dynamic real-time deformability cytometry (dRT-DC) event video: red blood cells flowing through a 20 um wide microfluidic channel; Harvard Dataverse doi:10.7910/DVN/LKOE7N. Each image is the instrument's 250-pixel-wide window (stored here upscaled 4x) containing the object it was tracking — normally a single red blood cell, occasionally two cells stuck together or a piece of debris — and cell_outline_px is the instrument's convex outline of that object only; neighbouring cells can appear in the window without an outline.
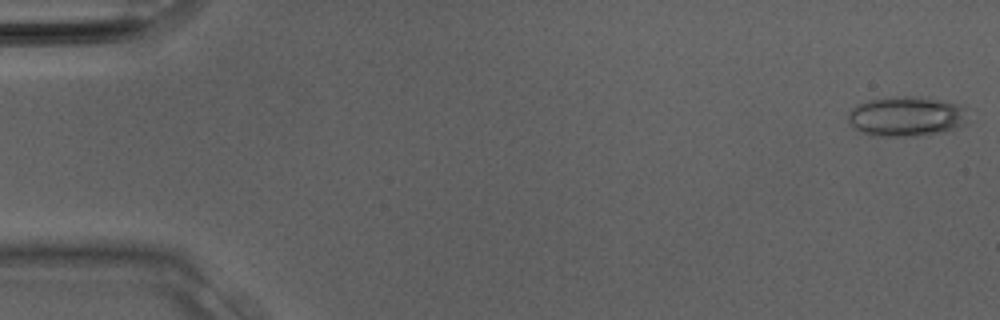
{"species": "Egyptian fruit bat (a non-hibernating species)", "species_latin": "Rousettus aegyptiacus", "temperature_condition": "room temperature", "stored_images_in_passage": 12, "camera_frame_rate_fps": 3000, "um_per_image_px": 0.085, "animal": {"sex": "male"}, "frame": {"image": 1, "passage_image": 1, "time_ms": 0.0, "image_size_px": [1000, 320], "cell_outline_px": [[976, 108], [968, 124], [944, 132], [916, 136], [868, 136], [860, 132], [848, 124], [848, 112], [852, 108], [868, 100], [892, 96], [916, 96], [964, 104]], "centroid_in_image_um": [77.2, 9.89], "position_along_channel_um": 7.8, "area_um2": 29.3}}